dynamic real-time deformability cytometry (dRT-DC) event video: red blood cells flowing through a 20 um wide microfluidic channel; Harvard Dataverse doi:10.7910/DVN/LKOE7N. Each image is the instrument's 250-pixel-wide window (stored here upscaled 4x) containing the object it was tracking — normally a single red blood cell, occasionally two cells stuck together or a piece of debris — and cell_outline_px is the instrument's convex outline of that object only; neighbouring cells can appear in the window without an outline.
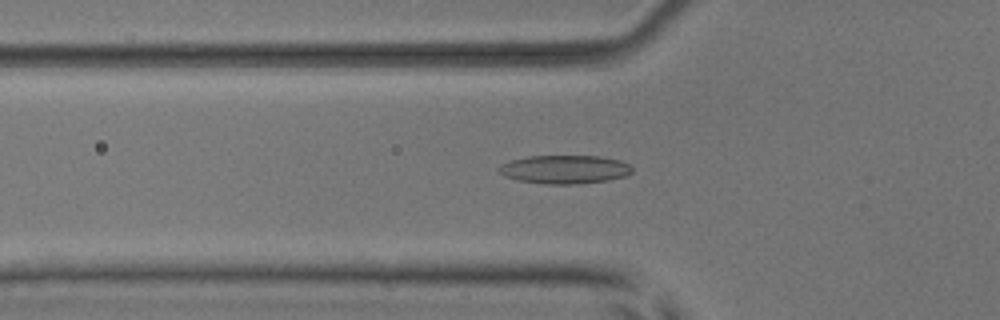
{"species": "common noctule bat (a hibernating species)", "species_latin": "Nyctalus noctula", "temperature_condition": "room temperature", "stored_images_in_passage": 37, "camera_frame_rate_fps": 3000, "um_per_image_px": 0.085, "animal": {"sex": "male", "body_mass_g": 17.9, "forearm_length_mm": 54.2}, "frame": {"image": 1, "passage_image": 3, "time_ms": 0.667, "image_size_px": [1000, 320], "cell_outline_px": [[632, 172], [624, 176], [608, 180], [576, 184], [544, 184], [520, 180], [504, 176], [496, 168], [508, 160], [528, 156], [600, 156], [620, 160], [628, 164], [632, 168]], "centroid_in_image_um": [47.97, 14.39], "position_along_channel_um": 77.8, "area_um2": 22.14}}
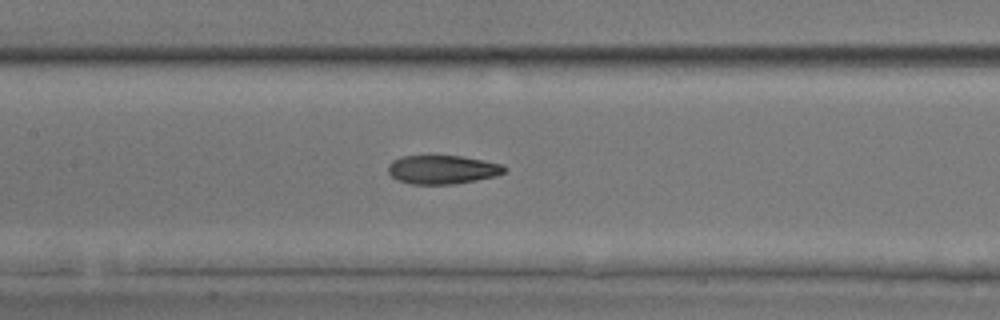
{"frame": {"image": 2, "passage_image": 10, "time_ms": 3.0, "image_size_px": [1000, 320], "cell_outline_px": [[508, 168], [504, 172], [496, 176], [476, 180], [452, 184], [412, 184], [396, 180], [388, 172], [388, 164], [392, 160], [400, 156], [464, 156], [504, 164]], "centroid_in_image_um": [37.62, 14.41], "position_along_channel_um": 169.8, "area_um2": 19.65}}
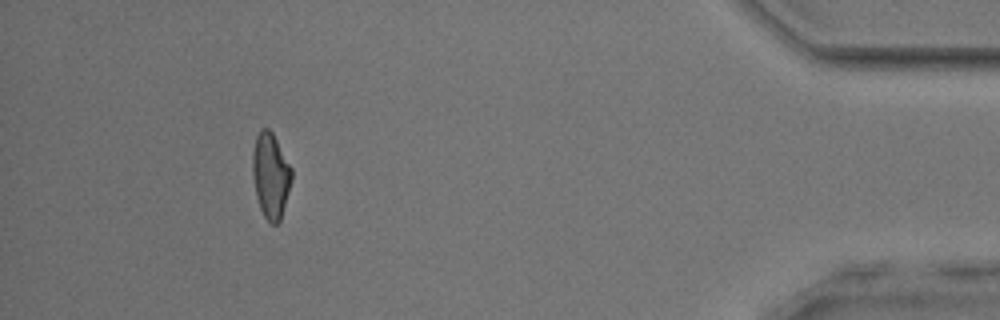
{"frame": {"image": 3, "passage_image": 33, "time_ms": 10.667, "image_size_px": [1000, 320], "cell_outline_px": [[292, 180], [280, 220], [276, 224], [272, 224], [264, 216], [260, 208], [256, 196], [252, 176], [252, 152], [256, 136], [260, 128], [268, 128], [272, 132], [292, 168]], "centroid_in_image_um": [22.99, 14.89], "position_along_channel_um": 412.2, "area_um2": 19.48}, "authors_computed_cell_mechanics": {"area_um2": 19.8254, "velocity_mm_per_s": 3.9244, "shape_relaxation_time_tau1_ms": null, "shape_relaxation_time_tau2_ms": 3.7934, "deformation_change_tau1": null, "deformation_change_tau2": 0.1145}}